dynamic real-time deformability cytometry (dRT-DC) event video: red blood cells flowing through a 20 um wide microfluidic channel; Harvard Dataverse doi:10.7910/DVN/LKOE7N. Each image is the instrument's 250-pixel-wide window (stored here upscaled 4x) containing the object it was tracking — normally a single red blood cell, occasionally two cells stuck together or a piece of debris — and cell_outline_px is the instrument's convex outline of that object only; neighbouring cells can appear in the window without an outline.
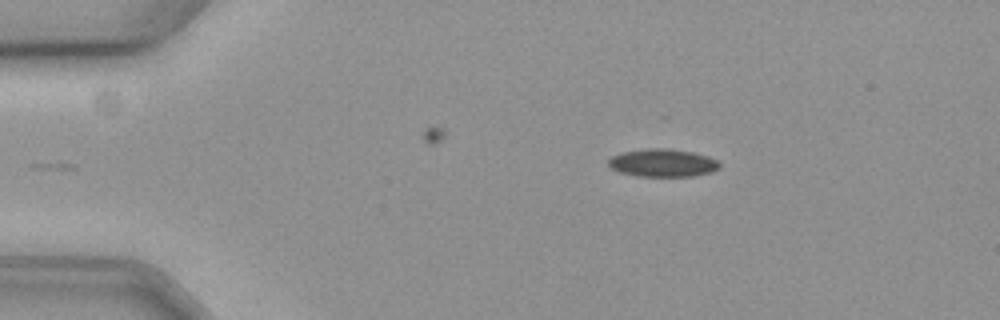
{"species": "common noctule bat (a hibernating species)", "species_latin": "Nyctalus noctula", "temperature_condition": "cold", "stored_images_in_passage": 7, "camera_frame_rate_fps": 3000, "um_per_image_px": 0.085, "animal": {"sex": "female", "body_mass_g": 19.3, "forearm_length_mm": 54.1}, "frame": {"image": 1, "passage_image": 1, "time_ms": 0.0, "image_size_px": [1000, 320], "cell_outline_px": [[720, 168], [712, 172], [692, 176], [636, 176], [620, 172], [608, 168], [608, 160], [612, 156], [624, 152], [648, 148], [664, 148], [692, 152], [708, 156], [716, 160], [720, 164]], "centroid_in_image_um": [56.31, 13.85], "position_along_channel_um": 28.7, "area_um2": 18.03}}